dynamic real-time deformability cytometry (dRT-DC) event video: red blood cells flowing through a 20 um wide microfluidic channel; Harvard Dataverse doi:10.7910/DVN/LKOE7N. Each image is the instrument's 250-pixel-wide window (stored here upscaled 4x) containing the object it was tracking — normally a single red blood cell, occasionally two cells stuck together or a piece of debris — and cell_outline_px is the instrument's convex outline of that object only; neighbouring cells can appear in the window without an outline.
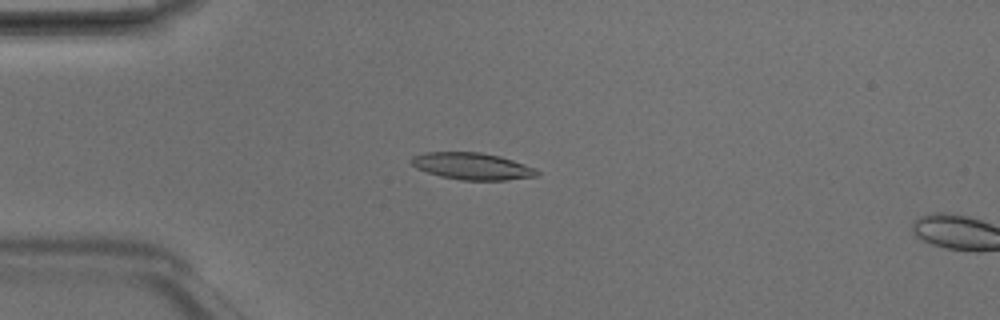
{"species": "Egyptian fruit bat (a non-hibernating species)", "species_latin": "Rousettus aegyptiacus", "temperature_condition": "room temperature", "stored_images_in_passage": 3, "camera_frame_rate_fps": 3000, "um_per_image_px": 0.085, "animal": {"sex": "male"}, "frame": {"image": 1, "passage_image": 2, "time_ms": 0.333, "image_size_px": [1000, 320], "cell_outline_px": [[540, 172], [536, 176], [504, 180], [460, 180], [440, 176], [416, 168], [408, 160], [412, 156], [424, 152], [480, 152], [500, 156], [536, 168]], "centroid_in_image_um": [40.1, 14.12], "position_along_channel_um": 44.9, "area_um2": 19.71}}